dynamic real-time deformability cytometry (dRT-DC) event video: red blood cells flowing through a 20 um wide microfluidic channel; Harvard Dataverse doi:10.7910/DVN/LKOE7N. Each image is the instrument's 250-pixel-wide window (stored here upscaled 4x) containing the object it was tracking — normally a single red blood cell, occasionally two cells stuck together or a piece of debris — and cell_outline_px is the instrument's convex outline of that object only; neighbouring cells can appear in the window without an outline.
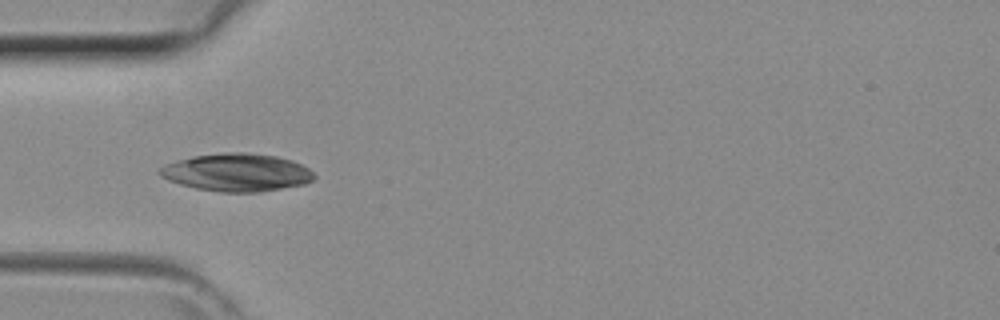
{"species": "common noctule bat (a hibernating species)", "species_latin": "Nyctalus noctula", "temperature_condition": "room temperature", "stored_images_in_passage": 7, "camera_frame_rate_fps": 3000, "um_per_image_px": 0.085, "animal": {"sex": "female", "body_mass_g": 29.2, "forearm_length_mm": 56.3}, "frame": {"image": 1, "passage_image": 1, "time_ms": 0.0, "image_size_px": [1000, 320], "cell_outline_px": [[316, 176], [312, 180], [304, 184], [260, 192], [220, 192], [196, 188], [180, 184], [168, 180], [160, 176], [156, 172], [164, 164], [176, 160], [192, 156], [224, 152], [248, 152], [276, 156], [292, 160], [308, 168]], "centroid_in_image_um": [20.09, 14.65], "position_along_channel_um": 64.9, "area_um2": 34.16}}
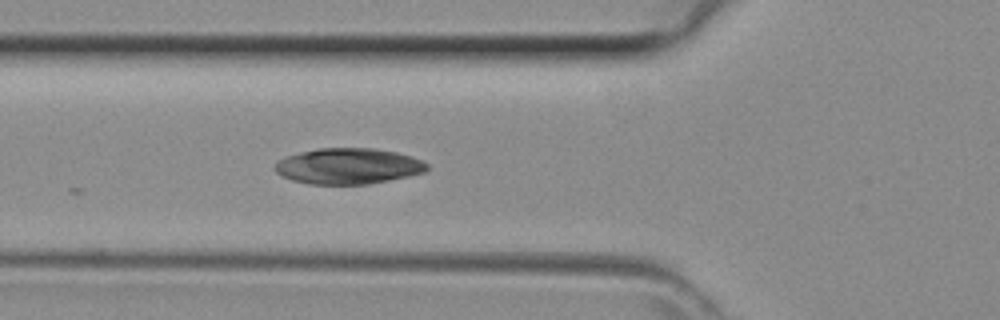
{"frame": {"image": 2, "passage_image": 3, "time_ms": 0.667, "image_size_px": [1000, 320], "cell_outline_px": [[428, 168], [424, 172], [408, 176], [368, 184], [308, 184], [292, 180], [276, 172], [272, 168], [276, 160], [284, 156], [300, 152], [320, 148], [372, 148], [396, 152], [412, 156], [428, 164]], "centroid_in_image_um": [29.55, 14.11], "position_along_channel_um": 96.2, "area_um2": 31.85}}
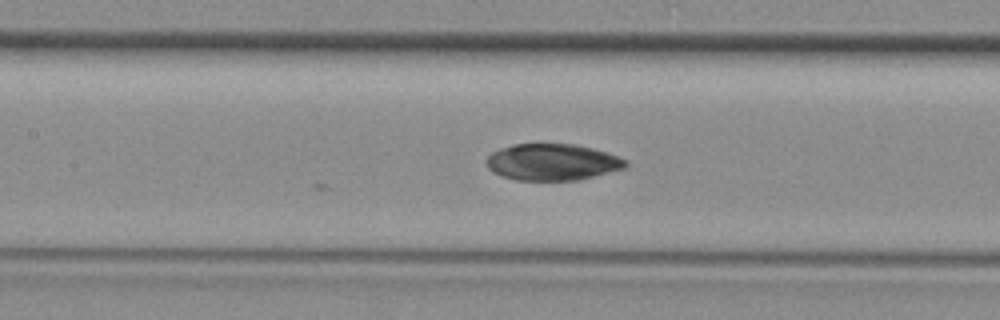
{"frame": {"image": 3, "passage_image": 7, "time_ms": 2.0, "image_size_px": [1000, 320], "cell_outline_px": [[628, 164], [624, 168], [580, 180], [516, 180], [492, 172], [488, 168], [488, 156], [492, 152], [500, 148], [516, 144], [572, 144], [592, 148], [628, 160]], "centroid_in_image_um": [46.95, 13.78], "position_along_channel_um": 160.4, "area_um2": 29.36}}